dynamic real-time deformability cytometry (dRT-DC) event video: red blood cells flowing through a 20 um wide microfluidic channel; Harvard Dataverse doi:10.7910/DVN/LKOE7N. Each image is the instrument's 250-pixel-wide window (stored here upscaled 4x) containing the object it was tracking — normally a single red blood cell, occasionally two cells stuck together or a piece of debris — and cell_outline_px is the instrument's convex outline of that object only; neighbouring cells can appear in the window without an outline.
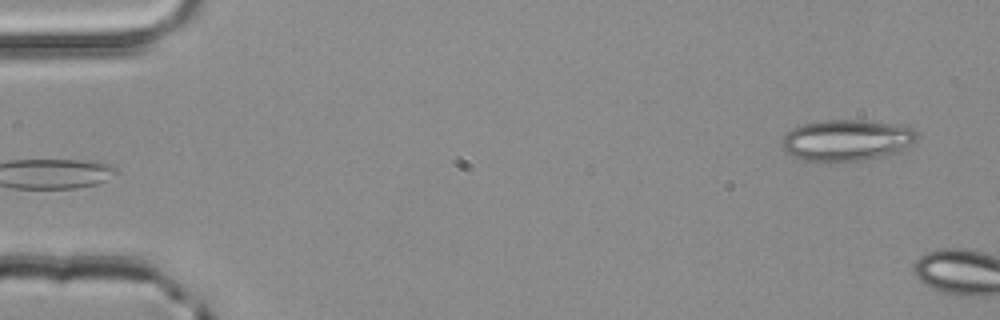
{"species": "common noctule bat (a hibernating species)", "species_latin": "Nyctalus noctula", "temperature_condition": "room temperature", "stored_images_in_passage": 3, "camera_frame_rate_fps": 3000, "um_per_image_px": 0.085, "animal": {"sex": "male", "body_mass_g": 20.4}, "frame": {"image": 1, "passage_image": 3, "time_ms": 0.667, "image_size_px": [1000, 320], "cell_outline_px": [[920, 136], [912, 144], [900, 152], [864, 160], [808, 160], [792, 156], [780, 144], [784, 136], [792, 128], [804, 124], [824, 120], [864, 120], [908, 124]], "centroid_in_image_um": [72.07, 11.88], "position_along_channel_um": 12.9, "area_um2": 32.54}}